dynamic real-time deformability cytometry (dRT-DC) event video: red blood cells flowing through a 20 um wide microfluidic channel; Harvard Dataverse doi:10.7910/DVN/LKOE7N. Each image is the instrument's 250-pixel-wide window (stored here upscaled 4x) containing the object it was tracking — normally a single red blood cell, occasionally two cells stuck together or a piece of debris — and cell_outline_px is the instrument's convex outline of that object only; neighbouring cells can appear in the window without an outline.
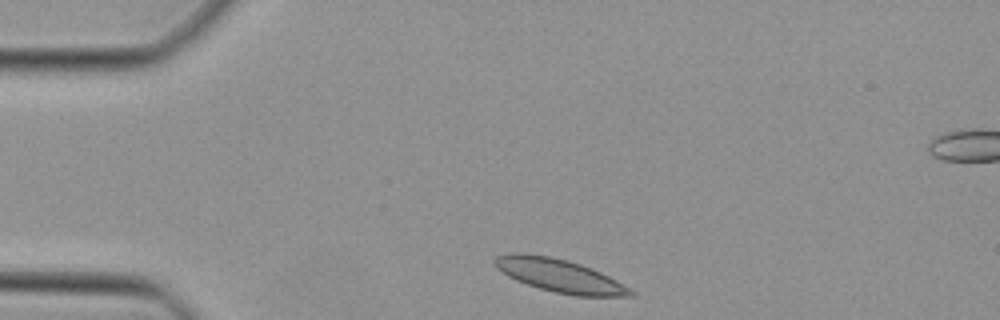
{"species": "Egyptian fruit bat (a non-hibernating species)", "species_latin": "Rousettus aegyptiacus", "temperature_condition": "cold", "stored_images_in_passage": 39, "camera_frame_rate_fps": 3000, "um_per_image_px": 0.085, "animal": {"sex": "female"}, "frame": {"image": 1, "passage_image": 1, "time_ms": 0.0, "image_size_px": [1000, 320], "cell_outline_px": [[636, 296], [576, 296], [556, 292], [540, 288], [516, 280], [508, 276], [496, 268], [492, 260], [496, 256], [512, 252], [524, 252], [548, 256], [580, 264], [592, 268], [616, 280], [636, 292]], "centroid_in_image_um": [47.54, 23.42], "position_along_channel_um": 37.5, "area_um2": 26.13}}
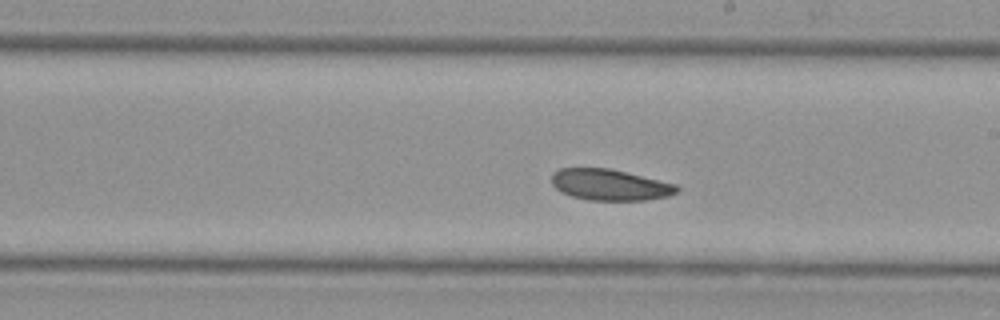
{"frame": {"image": 2, "passage_image": 18, "time_ms": 5.667, "image_size_px": [1000, 320], "cell_outline_px": [[680, 192], [668, 196], [648, 200], [588, 200], [572, 196], [560, 192], [552, 184], [552, 172], [560, 168], [608, 168], [676, 184], [680, 188]], "centroid_in_image_um": [51.84, 15.71], "position_along_channel_um": 237.2, "area_um2": 22.77}}
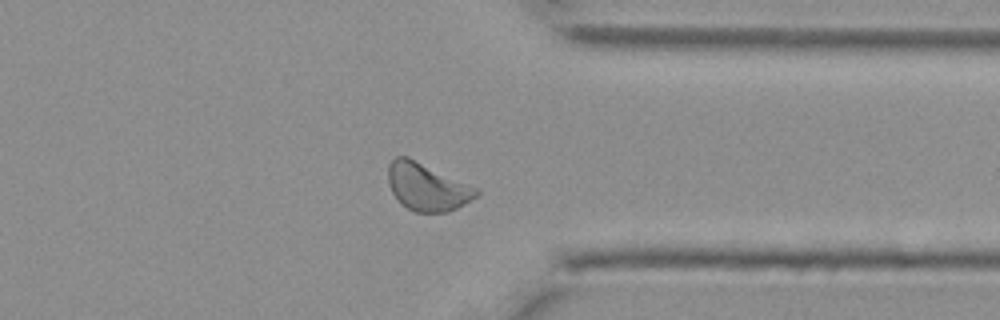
{"frame": {"image": 3, "passage_image": 28, "time_ms": 9.0, "image_size_px": [1000, 320], "cell_outline_px": [[480, 192], [476, 196], [464, 204], [448, 212], [416, 212], [400, 204], [392, 192], [388, 184], [388, 164], [396, 156], [408, 156], [476, 188]], "centroid_in_image_um": [36.25, 15.88], "position_along_channel_um": 375.2, "area_um2": 24.16}}